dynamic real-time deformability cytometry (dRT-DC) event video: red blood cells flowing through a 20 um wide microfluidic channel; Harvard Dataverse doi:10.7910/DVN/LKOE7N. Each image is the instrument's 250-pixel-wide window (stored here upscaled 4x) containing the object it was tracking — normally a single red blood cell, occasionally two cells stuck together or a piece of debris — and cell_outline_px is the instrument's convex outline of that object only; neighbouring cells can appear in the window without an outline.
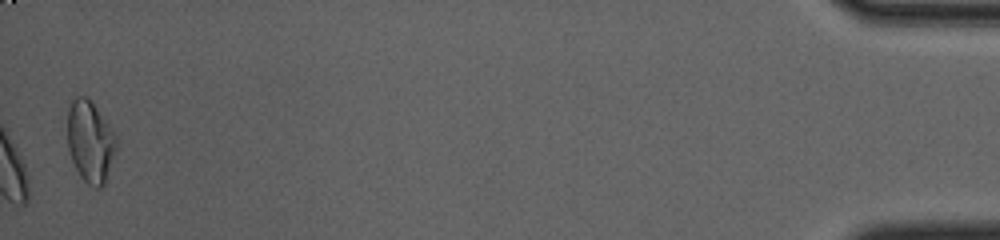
{"species": "common noctule bat (a hibernating species)", "species_latin": "Nyctalus noctula", "temperature_condition": "cold", "stored_images_in_passage": 46, "camera_frame_rate_fps": 3000, "um_per_image_px": 0.085, "animal": {"sex": "female", "body_mass_g": 23.0, "forearm_length_mm": 53.4}, "frame": {"image": 1, "passage_image": 46, "time_ms": 15.0, "image_size_px": [1000, 240], "cell_outline_px": [[120, 144], [104, 184], [100, 188], [92, 188], [80, 176], [72, 160], [68, 148], [68, 108], [72, 100], [76, 96], [84, 96], [96, 108], [116, 132]], "centroid_in_image_um": [7.72, 12.06], "position_along_channel_um": 427.5, "area_um2": 23.58}, "authors_computed_cell_mechanics": {"area_um2": 17.3978, "velocity_mm_per_s": 3.665, "shape_relaxation_time_tau1_ms": 6.4857, "shape_relaxation_time_tau2_ms": 2.3645, "deformation_change_tau1": 0.1259, "deformation_change_tau2": 0.0481}}